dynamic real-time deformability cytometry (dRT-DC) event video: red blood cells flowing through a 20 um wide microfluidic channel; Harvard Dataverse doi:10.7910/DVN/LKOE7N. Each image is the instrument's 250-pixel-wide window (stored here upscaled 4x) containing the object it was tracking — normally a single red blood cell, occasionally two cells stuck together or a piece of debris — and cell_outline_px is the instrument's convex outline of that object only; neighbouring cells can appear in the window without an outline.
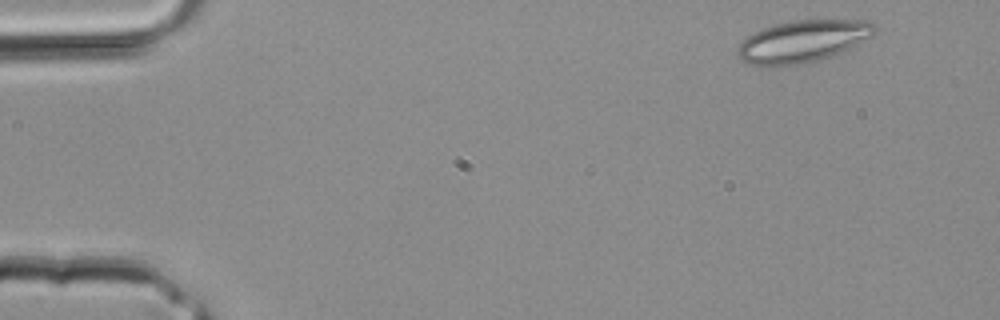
{"species": "common noctule bat (a hibernating species)", "species_latin": "Nyctalus noctula", "temperature_condition": "room temperature", "stored_images_in_passage": 2, "camera_frame_rate_fps": 3000, "um_per_image_px": 0.085, "animal": {"sex": "male", "body_mass_g": 20.4}, "frame": {"image": 1, "passage_image": 1, "time_ms": 0.0, "image_size_px": [1000, 320], "cell_outline_px": [[880, 28], [872, 36], [840, 52], [808, 64], [748, 64], [740, 60], [736, 56], [736, 48], [748, 36], [764, 28], [776, 24], [796, 20], [872, 20]], "centroid_in_image_um": [68.28, 3.49], "position_along_channel_um": 16.7, "area_um2": 33.29}}